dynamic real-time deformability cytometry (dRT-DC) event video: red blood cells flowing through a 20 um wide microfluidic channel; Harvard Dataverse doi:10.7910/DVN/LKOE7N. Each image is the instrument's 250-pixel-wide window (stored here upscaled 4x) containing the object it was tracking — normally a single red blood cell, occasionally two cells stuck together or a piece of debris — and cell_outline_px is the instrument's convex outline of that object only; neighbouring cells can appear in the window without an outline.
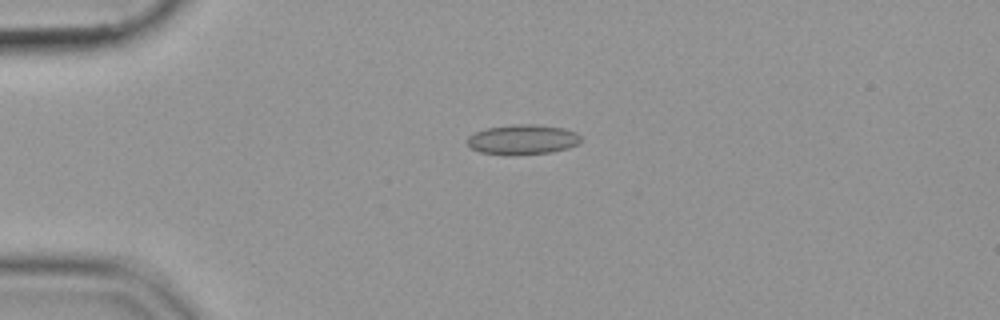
{"species": "common noctule bat (a hibernating species)", "species_latin": "Nyctalus noctula", "temperature_condition": "cold", "stored_images_in_passage": 42, "camera_frame_rate_fps": 3000, "um_per_image_px": 0.085, "animal": {"sex": "female", "body_mass_g": 19.9}, "frame": {"image": 1, "passage_image": 1, "time_ms": 0.0, "image_size_px": [1000, 320], "cell_outline_px": [[580, 144], [568, 148], [552, 152], [512, 156], [504, 156], [480, 152], [472, 148], [468, 144], [468, 136], [476, 132], [488, 128], [520, 124], [536, 124], [564, 128], [576, 132], [580, 136]], "centroid_in_image_um": [44.45, 11.88], "position_along_channel_um": 40.5, "area_um2": 20.0}}
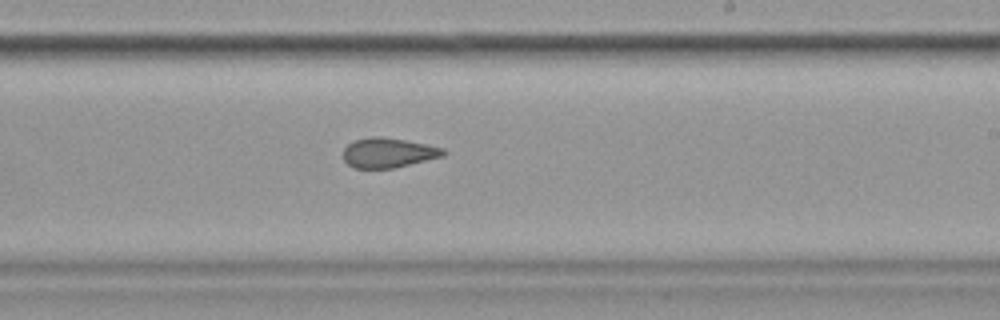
{"frame": {"image": 2, "passage_image": 21, "time_ms": 6.667, "image_size_px": [1000, 320], "cell_outline_px": [[448, 152], [444, 156], [392, 168], [356, 168], [348, 164], [344, 160], [344, 148], [348, 144], [356, 140], [372, 136], [380, 136], [404, 140], [444, 148]], "centroid_in_image_um": [33.02, 12.98], "position_along_channel_um": 256.0, "area_um2": 17.17}}
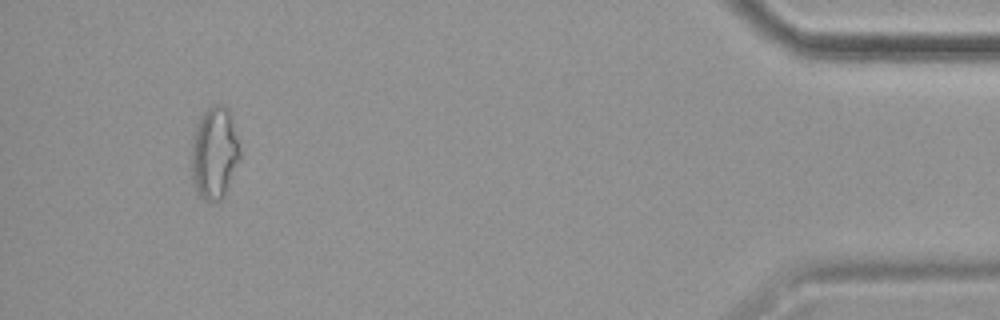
{"frame": {"image": 3, "passage_image": 39, "time_ms": 12.667, "image_size_px": [1000, 320], "cell_outline_px": [[240, 160], [224, 196], [220, 200], [208, 204], [196, 192], [192, 180], [192, 136], [196, 124], [204, 112], [212, 104], [220, 104], [228, 108], [240, 144]], "centroid_in_image_um": [18.23, 13.03], "position_along_channel_um": 417.0, "area_um2": 26.47}}